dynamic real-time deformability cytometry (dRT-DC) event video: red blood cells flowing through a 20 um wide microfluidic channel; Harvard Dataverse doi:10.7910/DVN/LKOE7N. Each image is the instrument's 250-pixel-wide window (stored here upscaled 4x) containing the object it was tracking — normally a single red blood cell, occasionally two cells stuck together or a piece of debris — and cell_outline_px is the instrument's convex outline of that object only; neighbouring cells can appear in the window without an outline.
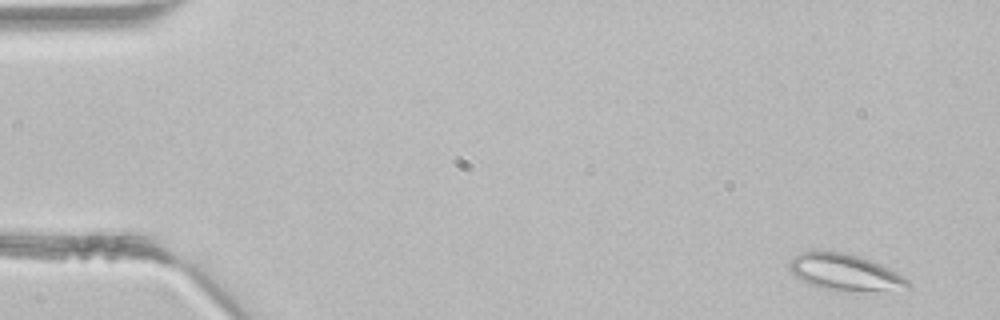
{"species": "common noctule bat (a hibernating species)", "species_latin": "Nyctalus noctula", "temperature_condition": "room temperature", "stored_images_in_passage": 3, "camera_frame_rate_fps": 3000, "um_per_image_px": 0.085, "animal": {"sex": "male", "body_mass_g": 21.5, "forearm_length_mm": 52.0}, "frame": {"image": 1, "passage_image": 1, "time_ms": 0.0, "image_size_px": [1000, 320], "cell_outline_px": [[912, 288], [836, 292], [820, 288], [808, 284], [796, 276], [792, 272], [788, 264], [800, 252], [844, 252], [880, 264], [904, 276], [912, 284]], "centroid_in_image_um": [71.84, 23.18], "position_along_channel_um": 13.2, "area_um2": 24.91}}